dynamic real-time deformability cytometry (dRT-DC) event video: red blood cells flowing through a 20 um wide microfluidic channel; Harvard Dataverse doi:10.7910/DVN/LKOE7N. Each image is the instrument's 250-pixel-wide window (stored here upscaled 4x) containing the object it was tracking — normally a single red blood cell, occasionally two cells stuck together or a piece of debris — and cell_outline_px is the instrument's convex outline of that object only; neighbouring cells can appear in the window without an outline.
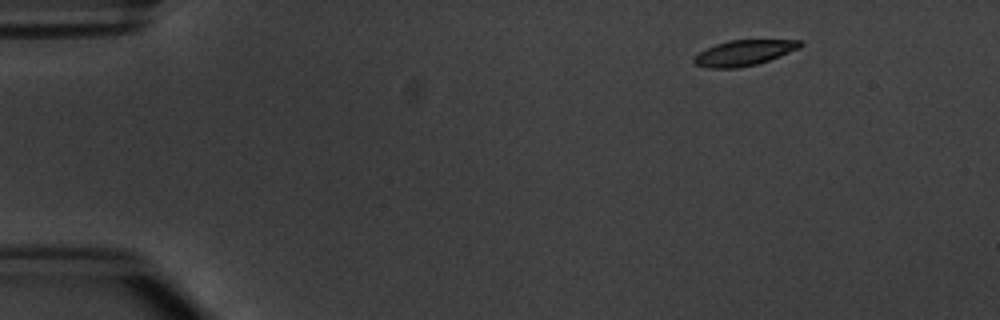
{"species": "common noctule bat (a hibernating species)", "species_latin": "Nyctalus noctula", "temperature_condition": "warm", "stored_images_in_passage": 4, "camera_frame_rate_fps": 3000, "um_per_image_px": 0.085, "animal": {"sex": "male", "body_mass_g": 20.1, "forearm_length_mm": 53.5}, "frame": {"image": 1, "passage_image": 2, "time_ms": 1.333, "image_size_px": [1000, 320], "cell_outline_px": [[804, 44], [800, 48], [768, 60], [756, 64], [736, 68], [708, 68], [696, 64], [692, 60], [692, 56], [716, 44], [728, 40], [800, 40]], "centroid_in_image_um": [63.22, 4.49], "position_along_channel_um": 21.8, "area_um2": 15.66}}